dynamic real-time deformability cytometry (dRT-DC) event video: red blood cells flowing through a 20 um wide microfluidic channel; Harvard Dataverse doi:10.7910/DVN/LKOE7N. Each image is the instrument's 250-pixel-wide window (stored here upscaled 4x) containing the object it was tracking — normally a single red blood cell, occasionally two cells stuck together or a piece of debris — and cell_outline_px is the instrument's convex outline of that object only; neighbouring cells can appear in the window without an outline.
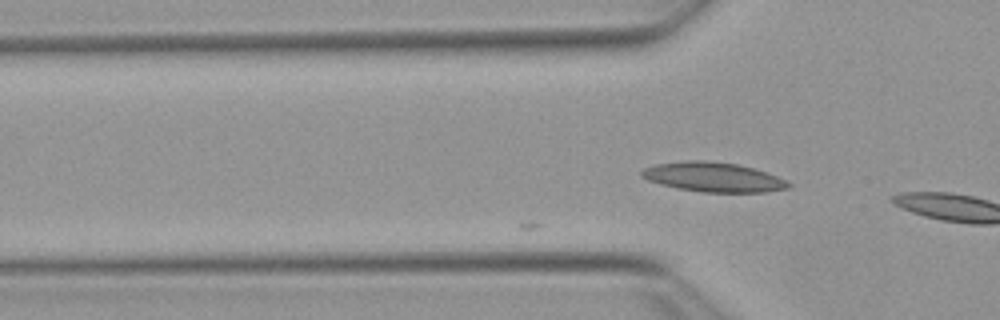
{"species": "Egyptian fruit bat (a non-hibernating species)", "species_latin": "Rousettus aegyptiacus", "temperature_condition": "warm", "stored_images_in_passage": 14, "camera_frame_rate_fps": 3000, "um_per_image_px": 0.085, "animal": {"sex": "female"}, "frame": {"image": 1, "passage_image": 14, "time_ms": 4.333, "image_size_px": [1000, 320], "cell_outline_px": [[792, 184], [788, 188], [764, 192], [700, 192], [676, 188], [660, 184], [648, 180], [640, 176], [640, 172], [644, 168], [656, 164], [688, 160], [704, 160], [740, 164], [776, 176]], "centroid_in_image_um": [60.58, 15.05], "position_along_channel_um": 65.2, "area_um2": 25.2}}